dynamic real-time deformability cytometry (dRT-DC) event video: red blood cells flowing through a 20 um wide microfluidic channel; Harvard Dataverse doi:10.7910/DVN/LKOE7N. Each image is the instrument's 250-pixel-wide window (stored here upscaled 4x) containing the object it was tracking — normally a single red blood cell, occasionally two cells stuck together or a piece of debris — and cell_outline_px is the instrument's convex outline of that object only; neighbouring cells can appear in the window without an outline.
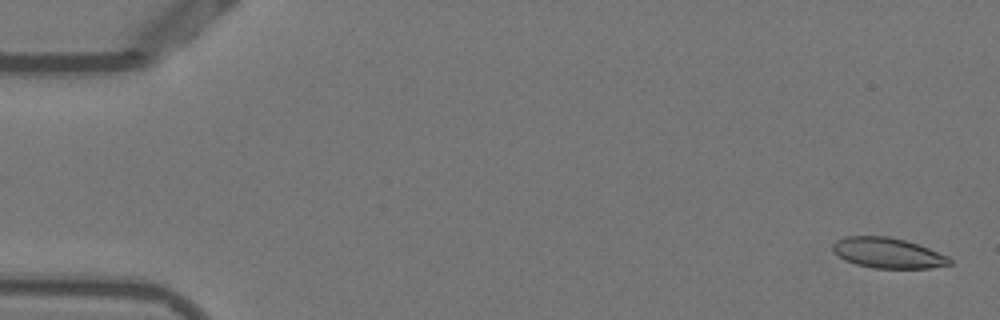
{"species": "Egyptian fruit bat (a non-hibernating species)", "species_latin": "Rousettus aegyptiacus", "temperature_condition": "warm", "stored_images_in_passage": 54, "camera_frame_rate_fps": 3000, "um_per_image_px": 0.085, "animal": {"sex": "female"}, "frame": {"image": 1, "passage_image": 2, "time_ms": 0.333, "image_size_px": [1000, 320], "cell_outline_px": [[952, 264], [928, 268], [872, 268], [856, 264], [844, 260], [832, 252], [832, 244], [836, 240], [844, 236], [888, 236], [904, 240], [928, 248], [948, 256], [952, 260]], "centroid_in_image_um": [75.42, 21.5], "position_along_channel_um": 9.6, "area_um2": 20.75}}
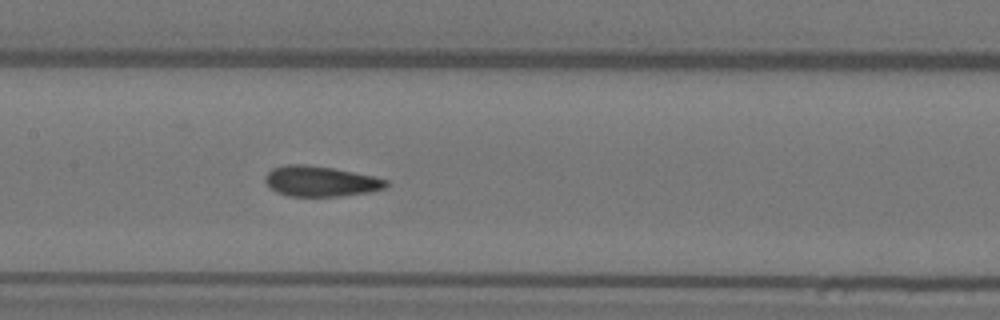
{"frame": {"image": 2, "passage_image": 26, "time_ms": 8.333, "image_size_px": [1000, 320], "cell_outline_px": [[388, 184], [384, 188], [368, 192], [340, 196], [288, 196], [276, 192], [264, 180], [264, 176], [272, 168], [288, 164], [304, 164], [332, 168], [372, 176], [388, 180]], "centroid_in_image_um": [27.21, 15.41], "position_along_channel_um": 180.2, "area_um2": 21.21}}
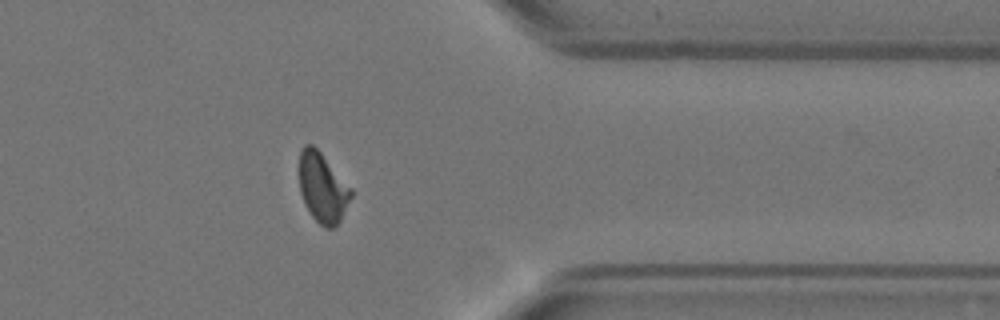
{"frame": {"image": 3, "passage_image": 43, "time_ms": 14.0, "image_size_px": [1000, 320], "cell_outline_px": [[352, 196], [340, 220], [332, 228], [324, 228], [312, 216], [300, 192], [300, 152], [304, 144], [312, 144], [320, 152], [352, 188]], "centroid_in_image_um": [27.43, 15.95], "position_along_channel_um": 384.0, "area_um2": 20.63}, "authors_computed_cell_mechanics": {"area_um2": 21.4149, "velocity_mm_per_s": 3.8279, "shape_relaxation_time_tau1_ms": null, "shape_relaxation_time_tau2_ms": 1.4513, "deformation_change_tau1": null, "deformation_change_tau2": 0.0698}}